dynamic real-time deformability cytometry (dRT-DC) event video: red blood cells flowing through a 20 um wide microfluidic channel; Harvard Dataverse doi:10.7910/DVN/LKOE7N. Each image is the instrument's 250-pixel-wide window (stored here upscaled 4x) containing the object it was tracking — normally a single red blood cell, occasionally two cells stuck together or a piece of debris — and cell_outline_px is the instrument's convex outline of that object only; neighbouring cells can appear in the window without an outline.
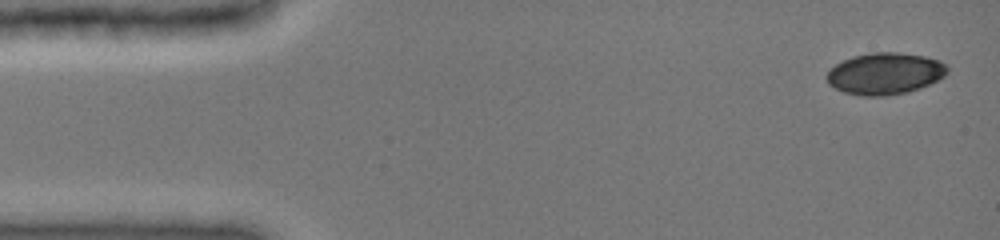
{"species": "common noctule bat (a hibernating species)", "species_latin": "Nyctalus noctula", "temperature_condition": "cold", "stored_images_in_passage": 4, "camera_frame_rate_fps": 3000, "um_per_image_px": 0.085, "animal": {"sex": "female", "body_mass_g": 19.0, "forearm_length_mm": 51.5}, "frame": {"image": 1, "passage_image": 1, "time_ms": 0.0, "image_size_px": [1000, 240], "cell_outline_px": [[948, 72], [944, 76], [920, 88], [908, 92], [884, 96], [864, 96], [844, 92], [828, 84], [824, 76], [836, 64], [852, 56], [872, 52], [896, 52], [924, 56], [940, 60], [948, 68]], "centroid_in_image_um": [75.2, 6.25], "position_along_channel_um": 9.8, "area_um2": 29.25}}
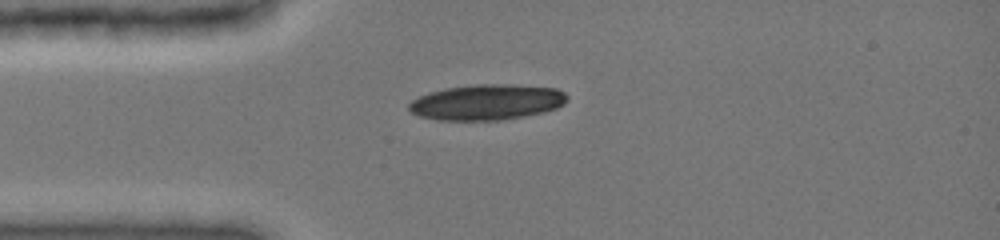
{"frame": {"image": 2, "passage_image": 4, "time_ms": 3.333, "image_size_px": [1000, 240], "cell_outline_px": [[568, 100], [564, 104], [556, 108], [544, 112], [524, 116], [500, 120], [440, 120], [420, 116], [412, 112], [408, 108], [408, 104], [412, 100], [428, 92], [448, 88], [476, 84], [508, 84], [556, 88], [564, 92], [568, 96]], "centroid_in_image_um": [41.4, 8.68], "position_along_channel_um": 43.6, "area_um2": 32.77}}